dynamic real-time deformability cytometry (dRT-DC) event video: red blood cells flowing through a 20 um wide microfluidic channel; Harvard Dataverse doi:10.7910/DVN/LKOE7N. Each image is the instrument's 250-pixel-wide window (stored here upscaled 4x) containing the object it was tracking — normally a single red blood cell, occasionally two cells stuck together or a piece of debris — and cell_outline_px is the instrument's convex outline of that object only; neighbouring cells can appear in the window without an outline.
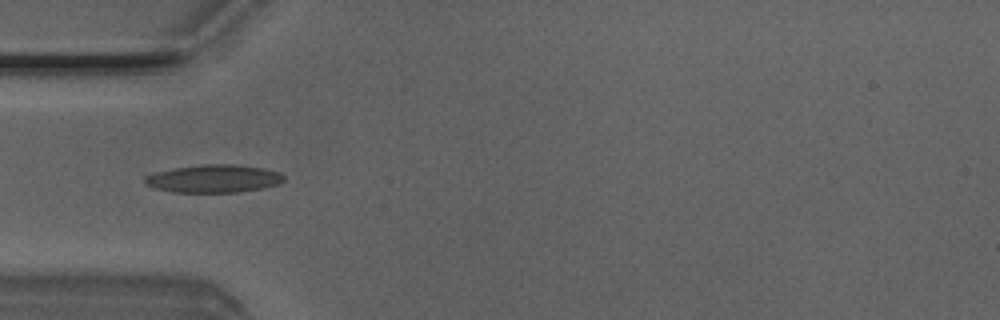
{"species": "Egyptian fruit bat (a non-hibernating species)", "species_latin": "Rousettus aegyptiacus", "temperature_condition": "room temperature", "stored_images_in_passage": 5, "camera_frame_rate_fps": 3000, "um_per_image_px": 0.085, "animal": {"sex": "male"}, "frame": {"image": 1, "passage_image": 5, "time_ms": 1.333, "image_size_px": [1000, 320], "cell_outline_px": [[284, 180], [280, 184], [264, 188], [240, 192], [172, 192], [152, 188], [144, 184], [144, 176], [156, 172], [176, 168], [204, 164], [232, 164], [264, 168], [280, 172], [284, 176]], "centroid_in_image_um": [18.17, 15.19], "position_along_channel_um": 66.8, "area_um2": 22.77}}